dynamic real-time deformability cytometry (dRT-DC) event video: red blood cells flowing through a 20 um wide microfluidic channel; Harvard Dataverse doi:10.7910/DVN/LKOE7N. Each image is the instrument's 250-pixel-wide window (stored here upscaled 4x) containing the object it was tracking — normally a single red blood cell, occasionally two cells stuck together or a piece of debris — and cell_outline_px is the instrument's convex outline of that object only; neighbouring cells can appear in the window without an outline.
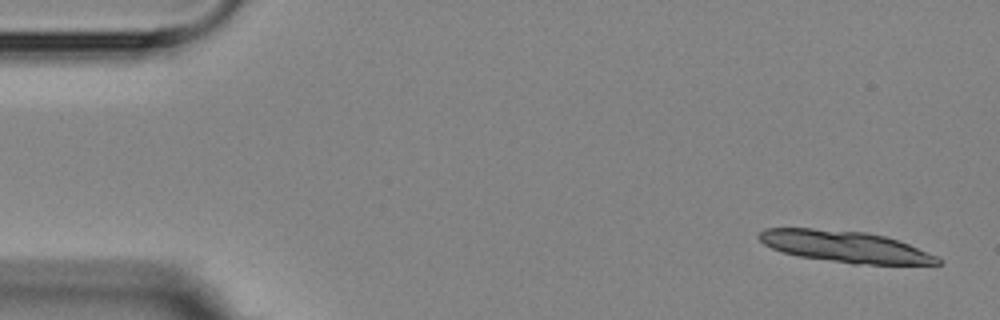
{"species": "Egyptian fruit bat (a non-hibernating species)", "species_latin": "Rousettus aegyptiacus", "temperature_condition": "room temperature", "stored_images_in_passage": 5, "camera_frame_rate_fps": 3000, "um_per_image_px": 0.085, "animal": {"sex": "female"}, "frame": {"image": 1, "passage_image": 1, "time_ms": 0.0, "image_size_px": [1000, 320], "cell_outline_px": [[940, 264], [852, 264], [800, 256], [780, 252], [764, 244], [756, 236], [764, 228], [812, 228], [864, 232], [884, 236], [908, 244], [936, 256], [940, 260]], "centroid_in_image_um": [71.76, 20.96], "position_along_channel_um": 13.2, "area_um2": 32.43}}